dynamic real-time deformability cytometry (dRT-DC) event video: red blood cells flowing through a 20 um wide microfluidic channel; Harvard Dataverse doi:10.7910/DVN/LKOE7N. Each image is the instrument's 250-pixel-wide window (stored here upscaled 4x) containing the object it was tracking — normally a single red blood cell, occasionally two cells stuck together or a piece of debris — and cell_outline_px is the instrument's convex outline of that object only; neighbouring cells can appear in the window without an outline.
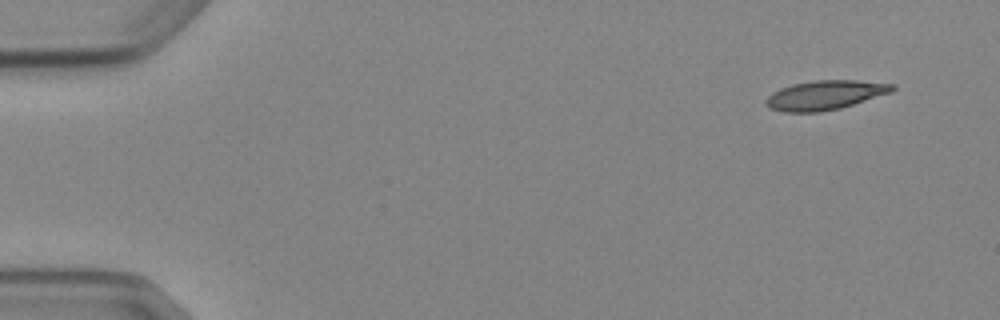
{"species": "Egyptian fruit bat (a non-hibernating species)", "species_latin": "Rousettus aegyptiacus", "temperature_condition": "cold", "stored_images_in_passage": 6, "camera_frame_rate_fps": 3000, "um_per_image_px": 0.085, "animal": {"sex": "female"}, "frame": {"image": 1, "passage_image": 1, "time_ms": 0.0, "image_size_px": [1000, 320], "cell_outline_px": [[896, 88], [892, 92], [840, 108], [820, 112], [784, 112], [772, 108], [764, 104], [764, 100], [772, 92], [780, 88], [792, 84], [816, 80], [856, 80], [896, 84]], "centroid_in_image_um": [70.13, 8.07], "position_along_channel_um": 14.9, "area_um2": 21.62}}
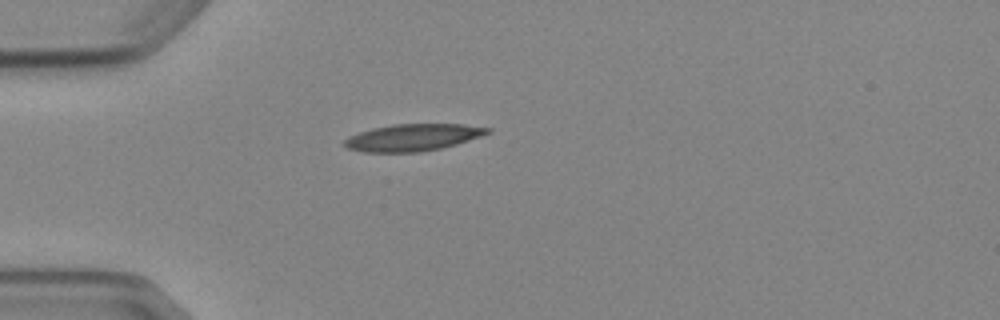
{"frame": {"image": 2, "passage_image": 4, "time_ms": 3.667, "image_size_px": [1000, 320], "cell_outline_px": [[492, 132], [456, 144], [440, 148], [420, 152], [364, 152], [348, 148], [344, 144], [344, 140], [348, 136], [372, 128], [392, 124], [464, 124], [492, 128]], "centroid_in_image_um": [35.1, 11.67], "position_along_channel_um": 49.9, "area_um2": 22.43}}
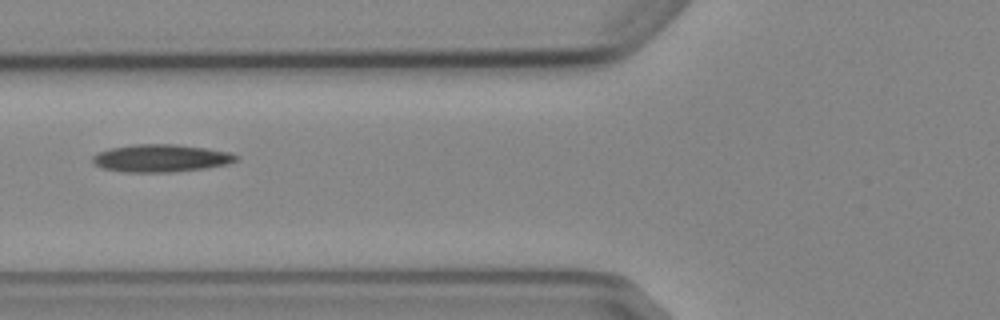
{"frame": {"image": 3, "passage_image": 6, "time_ms": 5.667, "image_size_px": [1000, 320], "cell_outline_px": [[240, 160], [228, 164], [208, 168], [172, 172], [124, 172], [100, 168], [92, 160], [92, 156], [108, 148], [136, 144], [176, 144], [232, 152], [240, 156]], "centroid_in_image_um": [13.73, 13.45], "position_along_channel_um": 112.1, "area_um2": 23.35}}